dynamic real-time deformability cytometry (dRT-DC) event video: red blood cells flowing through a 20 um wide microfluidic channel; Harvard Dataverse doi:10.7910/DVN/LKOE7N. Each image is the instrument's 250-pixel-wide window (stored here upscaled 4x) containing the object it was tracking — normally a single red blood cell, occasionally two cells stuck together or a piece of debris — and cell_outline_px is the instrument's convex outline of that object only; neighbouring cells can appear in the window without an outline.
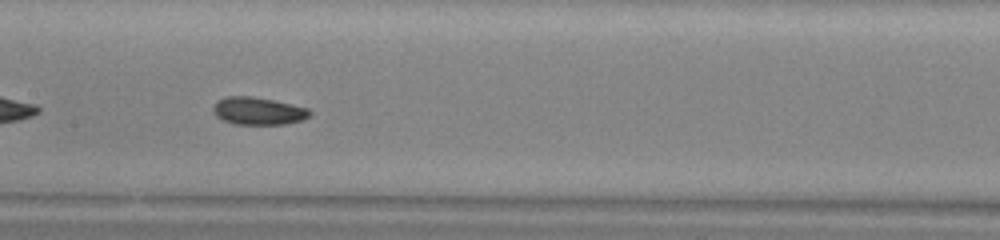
{"species": "common noctule bat (a hibernating species)", "species_latin": "Nyctalus noctula", "temperature_condition": "warm", "stored_images_in_passage": 37, "camera_frame_rate_fps": 3000, "um_per_image_px": 0.085, "animal": {"sex": "male", "body_mass_g": 13.0, "forearm_length_mm": 53.1}, "frame": {"image": 1, "passage_image": 11, "time_ms": 3.333, "image_size_px": [1000, 240], "cell_outline_px": [[312, 112], [308, 116], [300, 120], [284, 124], [232, 124], [216, 116], [212, 108], [216, 100], [228, 96], [252, 96], [272, 100], [308, 108]], "centroid_in_image_um": [21.9, 9.43], "position_along_channel_um": 185.5, "area_um2": 15.37}, "authors_computed_cell_mechanics": {"area_um2": 15.4326, "velocity_mm_per_s": 3.9657, "shape_relaxation_time_tau1_ms": 2.1228, "shape_relaxation_time_tau2_ms": null, "deformation_change_tau1": 0.0656, "deformation_change_tau2": null}}